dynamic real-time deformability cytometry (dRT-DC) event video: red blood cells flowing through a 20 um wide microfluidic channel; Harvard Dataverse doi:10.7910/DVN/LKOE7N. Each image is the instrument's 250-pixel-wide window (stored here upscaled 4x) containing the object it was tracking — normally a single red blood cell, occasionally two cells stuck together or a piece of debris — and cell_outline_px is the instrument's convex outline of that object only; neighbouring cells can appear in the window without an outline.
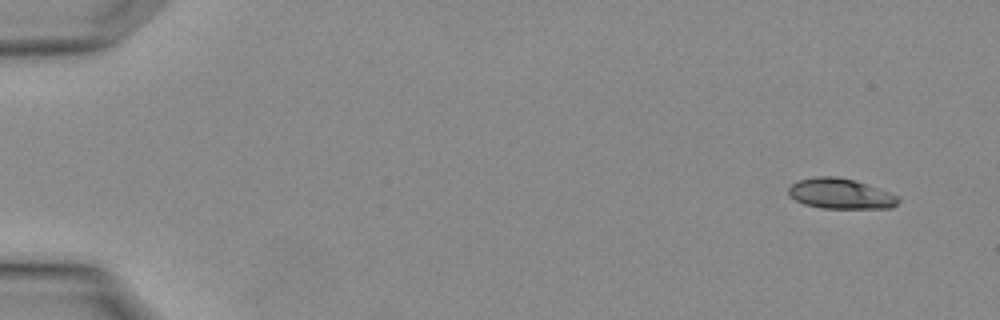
{"species": "Egyptian fruit bat (a non-hibernating species)", "species_latin": "Rousettus aegyptiacus", "temperature_condition": "warm", "stored_images_in_passage": 3, "camera_frame_rate_fps": 3000, "um_per_image_px": 0.085, "animal": {"sex": "female"}, "frame": {"image": 1, "passage_image": 1, "time_ms": 0.0, "image_size_px": [1000, 320], "cell_outline_px": [[900, 200], [892, 208], [820, 208], [804, 204], [796, 200], [788, 192], [788, 188], [792, 184], [800, 180], [816, 176], [836, 176], [852, 180], [900, 196]], "centroid_in_image_um": [71.44, 16.47], "position_along_channel_um": 13.6, "area_um2": 19.13}}